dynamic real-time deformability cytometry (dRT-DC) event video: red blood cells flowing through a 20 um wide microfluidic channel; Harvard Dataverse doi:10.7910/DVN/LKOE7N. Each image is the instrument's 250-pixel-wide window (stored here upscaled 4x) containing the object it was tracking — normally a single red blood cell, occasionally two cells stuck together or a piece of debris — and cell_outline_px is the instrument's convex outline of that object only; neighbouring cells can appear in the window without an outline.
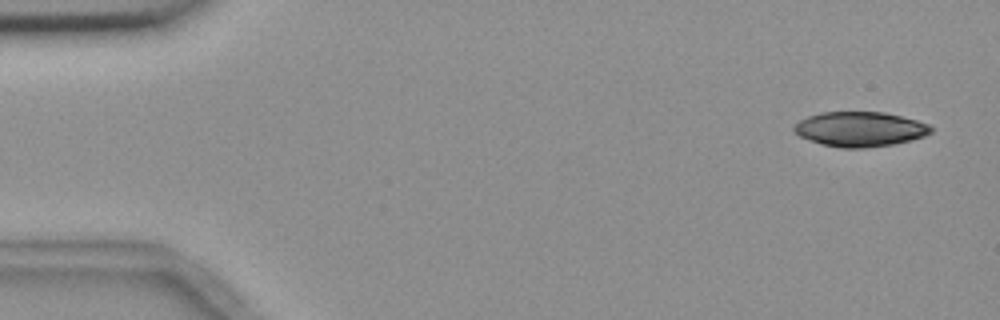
{"species": "common noctule bat (a hibernating species)", "species_latin": "Nyctalus noctula", "temperature_condition": "room temperature", "stored_images_in_passage": 4, "camera_frame_rate_fps": 3000, "um_per_image_px": 0.085, "animal": {"sex": "female", "body_mass_g": 18.4}, "frame": {"image": 1, "passage_image": 1, "time_ms": 0.0, "image_size_px": [1000, 320], "cell_outline_px": [[932, 132], [924, 136], [912, 140], [892, 144], [864, 148], [840, 148], [820, 144], [808, 140], [800, 136], [792, 128], [800, 120], [808, 116], [820, 112], [884, 112], [916, 120], [928, 124], [932, 128]], "centroid_in_image_um": [73.08, 10.98], "position_along_channel_um": 11.9, "area_um2": 27.74}}